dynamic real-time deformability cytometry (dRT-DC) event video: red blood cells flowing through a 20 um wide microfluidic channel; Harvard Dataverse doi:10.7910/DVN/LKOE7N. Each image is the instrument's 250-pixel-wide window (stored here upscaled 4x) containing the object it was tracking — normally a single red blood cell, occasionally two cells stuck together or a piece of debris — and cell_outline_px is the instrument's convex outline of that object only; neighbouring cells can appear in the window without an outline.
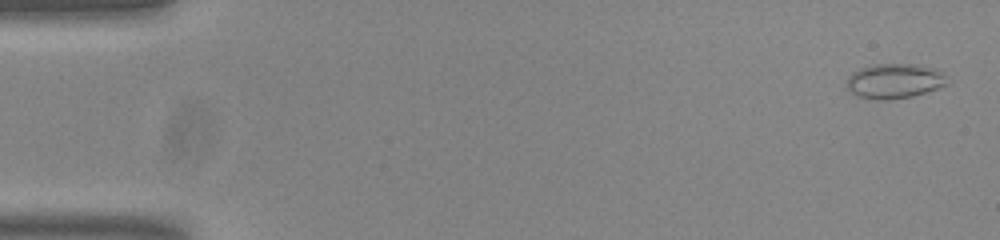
{"species": "common noctule bat (a hibernating species)", "species_latin": "Nyctalus noctula", "temperature_condition": "room temperature", "stored_images_in_passage": 54, "camera_frame_rate_fps": 3000, "um_per_image_px": 0.085, "animal": {"sex": "male", "body_mass_g": 20.0, "forearm_length_mm": 53.3}, "frame": {"image": 1, "passage_image": 2, "time_ms": 0.333, "image_size_px": [1000, 240], "cell_outline_px": [[948, 84], [912, 96], [888, 100], [880, 100], [856, 96], [848, 88], [848, 76], [852, 72], [860, 68], [872, 64], [912, 64], [932, 68], [940, 72], [944, 76]], "centroid_in_image_um": [75.98, 6.88], "position_along_channel_um": 9.0, "area_um2": 20.06}}
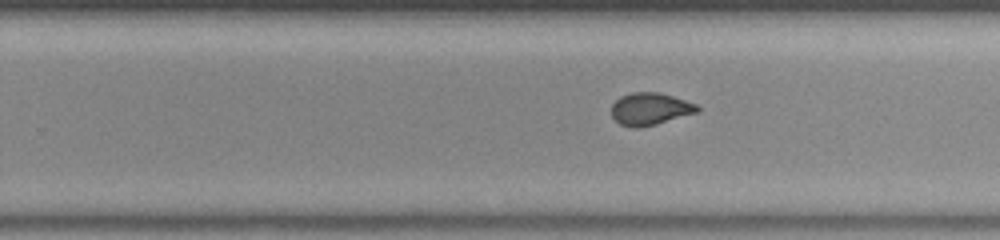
{"frame": {"image": 2, "passage_image": 34, "time_ms": 11.0, "image_size_px": [1000, 240], "cell_outline_px": [[700, 112], [656, 124], [640, 128], [632, 128], [620, 124], [612, 116], [612, 104], [620, 96], [632, 92], [660, 92], [696, 104], [700, 108]], "centroid_in_image_um": [55.26, 9.26], "position_along_channel_um": 274.5, "area_um2": 16.24}}
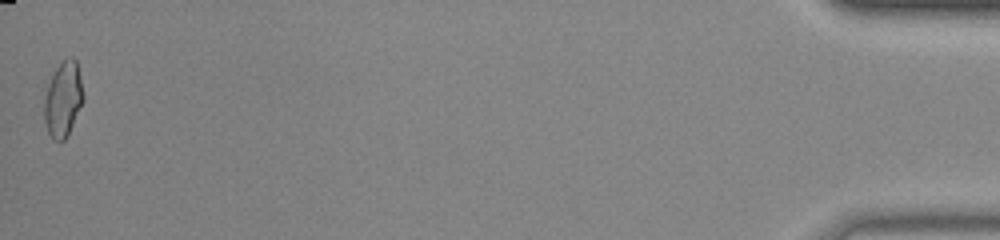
{"frame": {"image": 3, "passage_image": 54, "time_ms": 17.667, "image_size_px": [1000, 240], "cell_outline_px": [[84, 100], [68, 136], [64, 140], [52, 140], [48, 132], [44, 120], [44, 100], [48, 84], [56, 68], [68, 56], [72, 56], [76, 60], [80, 76], [84, 96]], "centroid_in_image_um": [5.38, 8.45], "position_along_channel_um": 429.8, "area_um2": 17.17}}